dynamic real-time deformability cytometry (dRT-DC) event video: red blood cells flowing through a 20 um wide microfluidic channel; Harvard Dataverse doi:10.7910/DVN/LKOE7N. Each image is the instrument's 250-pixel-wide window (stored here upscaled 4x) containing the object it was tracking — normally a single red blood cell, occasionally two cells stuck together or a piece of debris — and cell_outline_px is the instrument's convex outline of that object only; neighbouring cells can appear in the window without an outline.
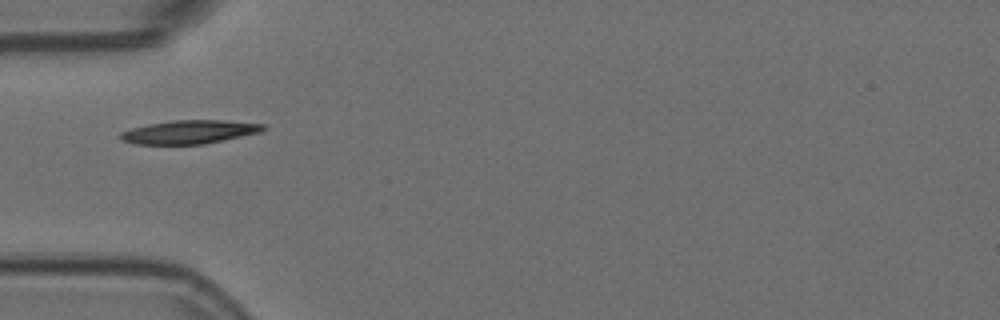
{"species": "Egyptian fruit bat (a non-hibernating species)", "species_latin": "Rousettus aegyptiacus", "temperature_condition": "room temperature", "stored_images_in_passage": 1, "camera_frame_rate_fps": 3000, "um_per_image_px": 0.085, "animal": {"sex": "female"}, "frame": {"image": 1, "passage_image": 1, "time_ms": 0.0, "image_size_px": [1000, 320], "cell_outline_px": [[268, 128], [260, 132], [204, 144], [136, 144], [120, 140], [120, 132], [132, 128], [148, 124], [172, 120], [220, 120], [264, 124]], "centroid_in_image_um": [16.08, 11.21], "position_along_channel_um": 68.9, "area_um2": 19.48}}